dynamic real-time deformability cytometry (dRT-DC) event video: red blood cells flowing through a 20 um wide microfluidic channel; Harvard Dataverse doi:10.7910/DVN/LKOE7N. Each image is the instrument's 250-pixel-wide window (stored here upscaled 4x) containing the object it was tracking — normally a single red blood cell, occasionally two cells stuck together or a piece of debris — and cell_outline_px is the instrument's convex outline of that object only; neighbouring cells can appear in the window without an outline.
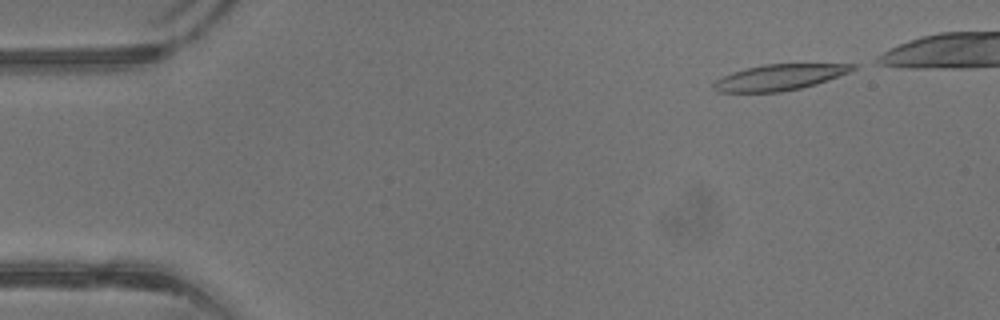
{"species": "common noctule bat (a hibernating species)", "species_latin": "Nyctalus noctula", "temperature_condition": "warm", "stored_images_in_passage": 35, "camera_frame_rate_fps": 3000, "um_per_image_px": 0.085, "animal": {"sex": "male", "body_mass_g": 13.3}, "frame": {"image": 1, "passage_image": 1, "time_ms": 0.0, "image_size_px": [1000, 320], "cell_outline_px": [[860, 64], [856, 68], [848, 72], [816, 84], [800, 88], [780, 92], [716, 92], [712, 88], [712, 84], [716, 80], [732, 72], [764, 64]], "centroid_in_image_um": [66.22, 6.57], "position_along_channel_um": 18.8, "area_um2": 20.81}}
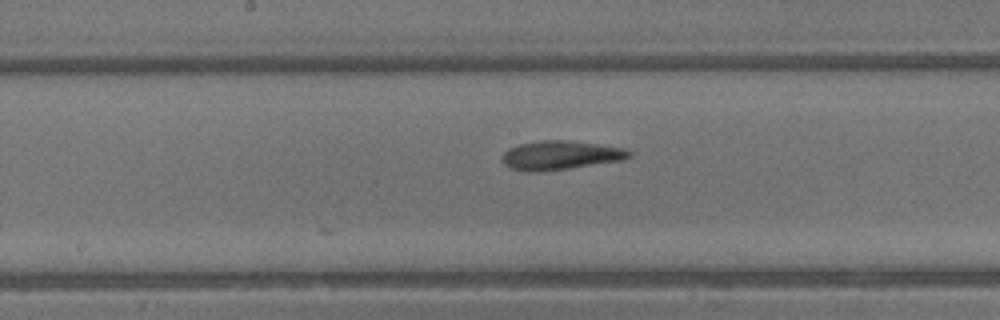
{"frame": {"image": 2, "passage_image": 18, "time_ms": 5.667, "image_size_px": [1000, 320], "cell_outline_px": [[632, 156], [624, 160], [540, 172], [528, 172], [508, 168], [500, 160], [504, 152], [508, 148], [520, 144], [540, 140], [564, 140], [596, 144], [624, 148], [632, 152]], "centroid_in_image_um": [47.6, 13.2], "position_along_channel_um": 200.6, "area_um2": 21.5}}
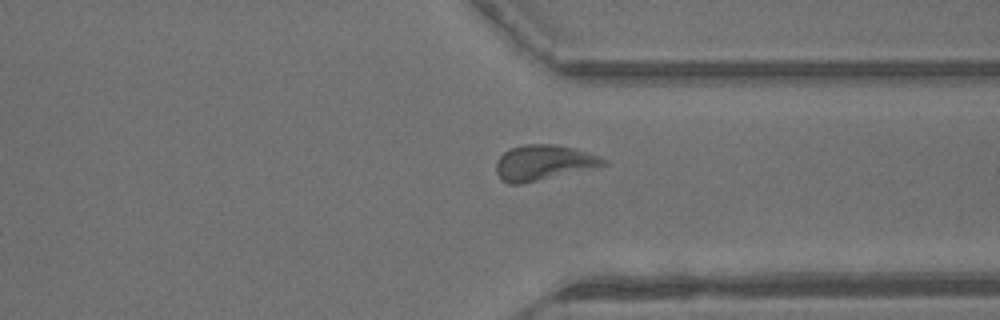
{"frame": {"image": 3, "passage_image": 28, "time_ms": 9.0, "image_size_px": [1000, 320], "cell_outline_px": [[608, 164], [520, 184], [508, 184], [500, 180], [496, 172], [496, 164], [500, 156], [504, 152], [512, 148], [524, 144], [556, 144], [572, 148], [600, 156], [608, 160]], "centroid_in_image_um": [46.16, 13.82], "position_along_channel_um": 365.2, "area_um2": 21.73}, "authors_computed_cell_mechanics": {"area_um2": 21.0392, "velocity_mm_per_s": 4.9612, "shape_relaxation_time_tau1_ms": 4.1815, "shape_relaxation_time_tau2_ms": 1.894, "deformation_change_tau1": 0.1593, "deformation_change_tau2": 0.0985}}